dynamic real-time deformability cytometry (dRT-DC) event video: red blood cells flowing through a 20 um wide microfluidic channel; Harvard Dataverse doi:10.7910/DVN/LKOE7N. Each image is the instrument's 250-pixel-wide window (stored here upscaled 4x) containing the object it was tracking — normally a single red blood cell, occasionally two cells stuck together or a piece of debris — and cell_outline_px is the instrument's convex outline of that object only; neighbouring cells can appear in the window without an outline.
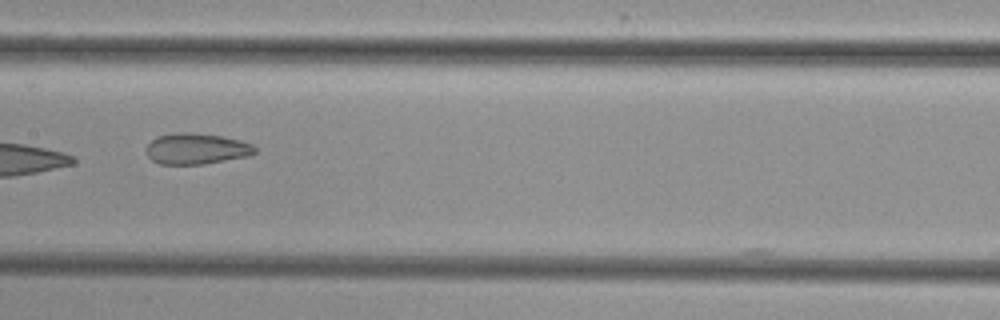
{"species": "common noctule bat (a hibernating species)", "species_latin": "Nyctalus noctula", "temperature_condition": "cold", "stored_images_in_passage": 9, "camera_frame_rate_fps": 3000, "um_per_image_px": 0.085, "animal": {"sex": "female", "body_mass_g": 29.2, "forearm_length_mm": 56.3}, "frame": {"image": 1, "passage_image": 7, "time_ms": 7.0, "image_size_px": [1000, 320], "cell_outline_px": [[256, 152], [248, 156], [204, 164], [160, 164], [152, 160], [148, 156], [144, 148], [156, 136], [176, 132], [188, 132], [220, 136], [240, 140], [252, 144], [256, 148]], "centroid_in_image_um": [16.66, 12.64], "position_along_channel_um": 190.7, "area_um2": 19.65}}
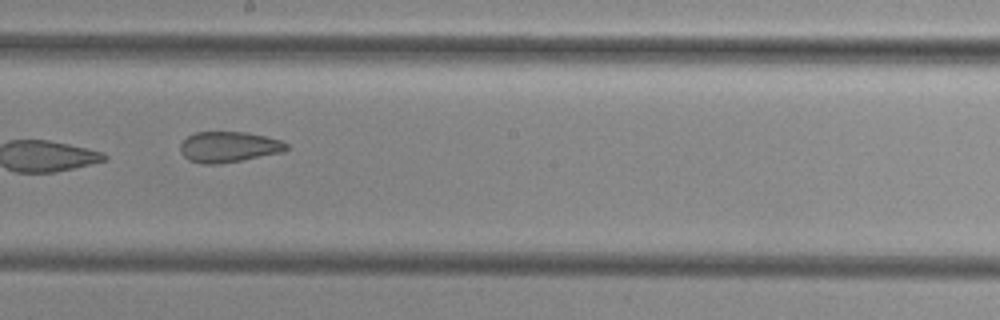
{"frame": {"image": 2, "passage_image": 8, "time_ms": 8.0, "image_size_px": [1000, 320], "cell_outline_px": [[288, 148], [284, 152], [220, 164], [200, 164], [188, 160], [180, 152], [180, 144], [188, 136], [196, 132], [244, 132], [264, 136], [280, 140], [288, 144]], "centroid_in_image_um": [19.42, 12.5], "position_along_channel_um": 228.8, "area_um2": 19.02}}
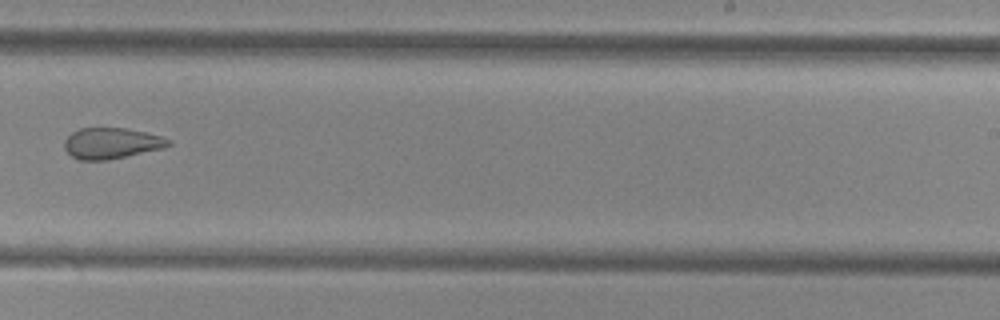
{"frame": {"image": 3, "passage_image": 9, "time_ms": 9.333, "image_size_px": [1000, 320], "cell_outline_px": [[172, 144], [164, 148], [108, 160], [80, 160], [72, 156], [64, 148], [64, 140], [72, 132], [80, 128], [124, 128], [144, 132], [160, 136], [172, 140]], "centroid_in_image_um": [9.48, 12.18], "position_along_channel_um": 279.5, "area_um2": 18.73}}